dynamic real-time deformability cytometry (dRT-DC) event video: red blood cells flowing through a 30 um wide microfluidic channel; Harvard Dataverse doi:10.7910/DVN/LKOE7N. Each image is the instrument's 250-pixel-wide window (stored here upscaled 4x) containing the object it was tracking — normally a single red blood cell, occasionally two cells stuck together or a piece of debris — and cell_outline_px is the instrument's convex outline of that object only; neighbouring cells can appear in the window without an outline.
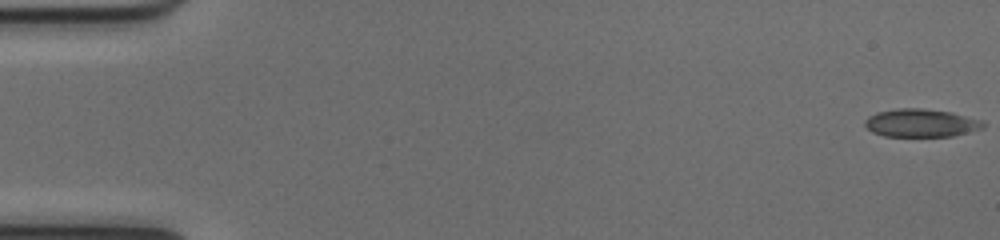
{"species": "common noctule bat (a hibernating species)", "species_latin": "Nyctalus noctula", "temperature_condition": "cold", "stored_images_in_passage": 52, "camera_frame_rate_fps": 3000, "um_per_image_px": 0.085, "animal": {"sex": "female", "body_mass_g": 17.0, "forearm_length_mm": 48.0}, "frame": {"image": 1, "passage_image": 1, "time_ms": 0.0, "image_size_px": [1000, 240], "cell_outline_px": [[984, 128], [952, 136], [884, 136], [872, 132], [864, 124], [864, 120], [868, 116], [876, 112], [896, 108], [920, 108], [952, 112], [984, 120]], "centroid_in_image_um": [78.28, 10.44], "position_along_channel_um": 6.7, "area_um2": 19.48}}
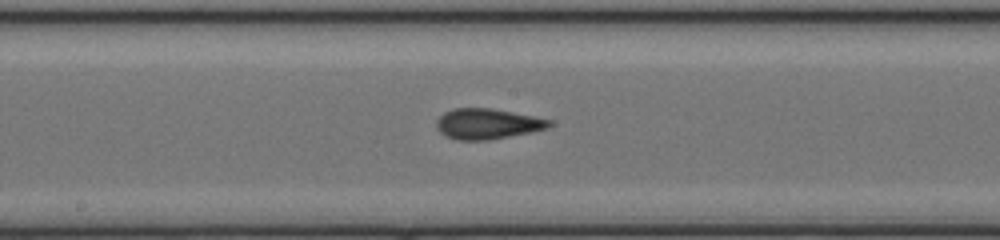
{"frame": {"image": 2, "passage_image": 28, "time_ms": 9.0, "image_size_px": [1000, 240], "cell_outline_px": [[552, 124], [548, 128], [532, 132], [488, 140], [456, 140], [444, 136], [436, 128], [436, 120], [444, 112], [456, 108], [492, 108], [552, 120]], "centroid_in_image_um": [41.4, 10.53], "position_along_channel_um": 206.8, "area_um2": 20.11}}
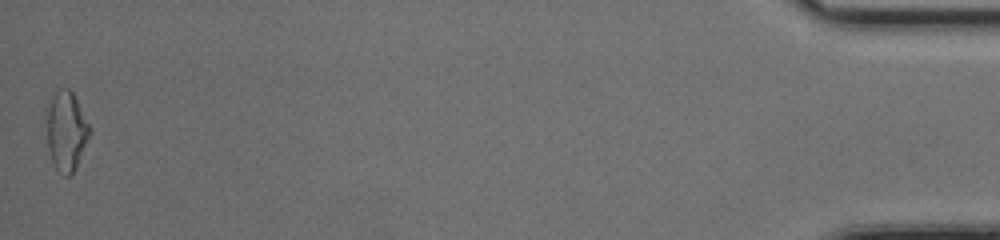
{"frame": {"image": 3, "passage_image": 52, "time_ms": 17.0, "image_size_px": [1000, 240], "cell_outline_px": [[92, 132], [76, 168], [68, 176], [64, 176], [56, 168], [48, 152], [44, 112], [44, 108], [56, 88], [68, 88], [72, 92], [92, 128]], "centroid_in_image_um": [5.6, 11.09], "position_along_channel_um": 429.6, "area_um2": 20.75}, "authors_computed_cell_mechanics": {"area_um2": 19.7387, "velocity_mm_per_s": 4.019, "shape_relaxation_time_tau1_ms": 7.951, "shape_relaxation_time_tau2_ms": 1.5869, "deformation_change_tau1": 0.1887, "deformation_change_tau2": 0.0737}}